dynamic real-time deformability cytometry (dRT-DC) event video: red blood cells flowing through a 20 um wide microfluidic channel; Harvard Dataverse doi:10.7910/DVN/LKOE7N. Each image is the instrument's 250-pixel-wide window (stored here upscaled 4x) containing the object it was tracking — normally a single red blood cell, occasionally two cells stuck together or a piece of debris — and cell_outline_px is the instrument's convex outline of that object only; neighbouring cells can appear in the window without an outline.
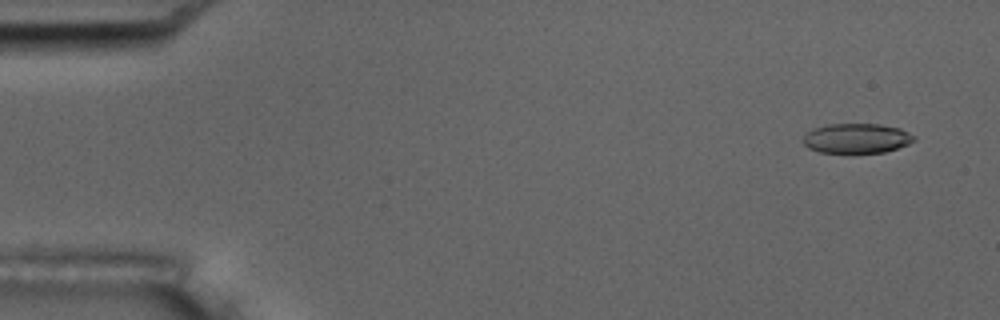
{"species": "common noctule bat (a hibernating species)", "species_latin": "Nyctalus noctula", "temperature_condition": "room temperature", "stored_images_in_passage": 5, "camera_frame_rate_fps": 3000, "um_per_image_px": 0.085, "animal": {"sex": "male", "body_mass_g": 17.5, "forearm_length_mm": 52.3}, "frame": {"image": 1, "passage_image": 1, "time_ms": 0.0, "image_size_px": [1000, 320], "cell_outline_px": [[916, 140], [908, 144], [884, 152], [820, 152], [808, 148], [804, 144], [804, 136], [812, 128], [828, 124], [880, 124], [900, 128], [916, 136]], "centroid_in_image_um": [72.83, 11.74], "position_along_channel_um": 12.2, "area_um2": 19.13}}